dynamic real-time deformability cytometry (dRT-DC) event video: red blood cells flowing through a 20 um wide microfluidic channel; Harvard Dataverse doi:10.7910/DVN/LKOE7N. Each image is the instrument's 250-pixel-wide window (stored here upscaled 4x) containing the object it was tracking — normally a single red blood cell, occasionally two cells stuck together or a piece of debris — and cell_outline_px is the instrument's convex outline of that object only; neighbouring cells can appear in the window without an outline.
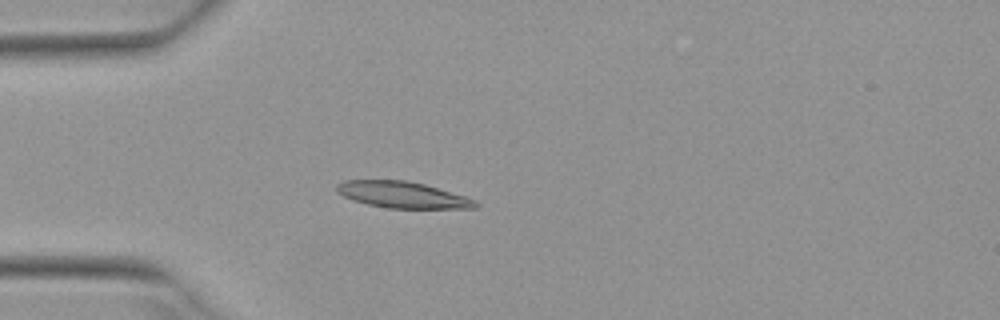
{"species": "Egyptian fruit bat (a non-hibernating species)", "species_latin": "Rousettus aegyptiacus", "temperature_condition": "warm", "stored_images_in_passage": 1, "camera_frame_rate_fps": 3000, "um_per_image_px": 0.085, "animal": {"sex": "female"}, "frame": {"image": 1, "passage_image": 1, "time_ms": 0.0, "image_size_px": [1000, 320], "cell_outline_px": [[480, 204], [476, 208], [388, 208], [368, 204], [352, 200], [336, 192], [336, 184], [344, 180], [408, 180], [424, 184], [464, 196], [476, 200]], "centroid_in_image_um": [34.19, 16.55], "position_along_channel_um": 50.8, "area_um2": 21.27}}